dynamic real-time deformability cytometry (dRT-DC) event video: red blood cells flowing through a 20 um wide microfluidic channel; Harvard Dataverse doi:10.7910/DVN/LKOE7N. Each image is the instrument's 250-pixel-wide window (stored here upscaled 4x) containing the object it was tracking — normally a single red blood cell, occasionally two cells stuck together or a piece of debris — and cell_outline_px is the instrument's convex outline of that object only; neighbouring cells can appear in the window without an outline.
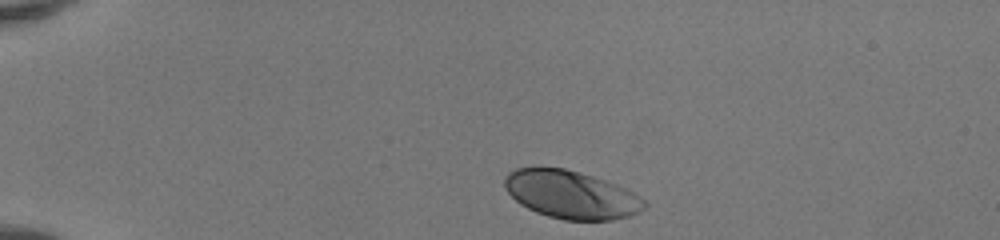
{"species": "human", "species_latin": "Homo sapiens", "temperature_condition": "room temperature", "stored_images_in_passage": 34, "camera_frame_rate_fps": 3000, "um_per_image_px": 0.085, "donor": {"sex": "female"}, "frame": {"image": 1, "passage_image": 1, "time_ms": 0.0, "image_size_px": [1000, 240], "cell_outline_px": [[648, 204], [644, 208], [632, 216], [612, 220], [564, 220], [548, 216], [536, 212], [520, 204], [504, 188], [504, 180], [508, 172], [516, 168], [564, 168], [580, 172], [616, 184], [640, 196]], "centroid_in_image_um": [48.55, 16.55], "position_along_channel_um": 36.4, "area_um2": 38.96}}
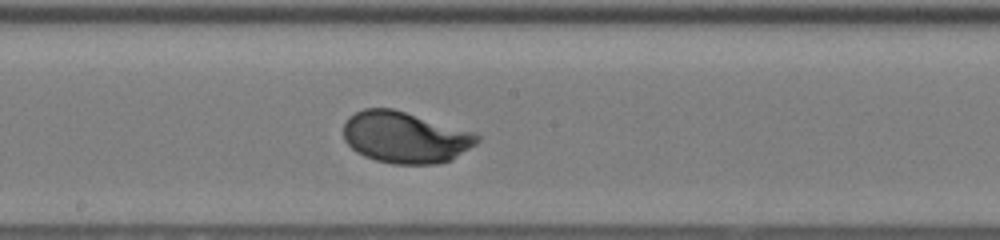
{"frame": {"image": 2, "passage_image": 19, "time_ms": 6.0, "image_size_px": [1000, 240], "cell_outline_px": [[480, 140], [476, 144], [452, 160], [436, 164], [392, 164], [376, 160], [364, 156], [356, 152], [344, 140], [344, 124], [348, 116], [364, 108], [392, 108], [476, 132], [480, 136]], "centroid_in_image_um": [34.45, 11.67], "position_along_channel_um": 213.7, "area_um2": 40.34}}
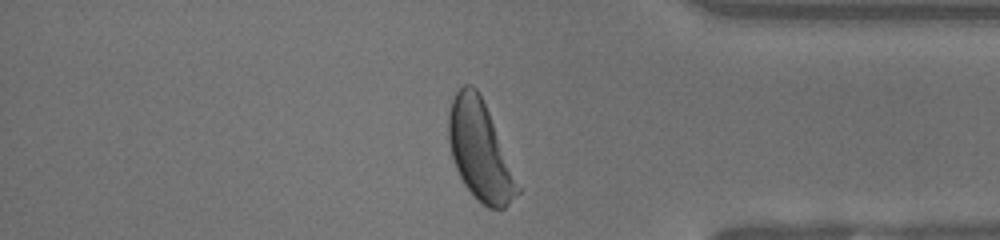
{"frame": {"image": 3, "passage_image": 33, "time_ms": 10.667, "image_size_px": [1000, 240], "cell_outline_px": [[520, 192], [504, 208], [488, 208], [464, 184], [456, 168], [452, 156], [448, 140], [448, 116], [452, 100], [456, 92], [464, 84], [472, 84], [476, 88], [488, 112], [520, 188]], "centroid_in_image_um": [40.77, 12.79], "position_along_channel_um": 394.4, "area_um2": 38.61}, "authors_computed_cell_mechanics": {"area_um2": 38.8994, "velocity_mm_per_s": 4.1254, "shape_relaxation_time_tau1_ms": 1.7281, "shape_relaxation_time_tau2_ms": null, "deformation_change_tau1": 0.1523, "deformation_change_tau2": null}}